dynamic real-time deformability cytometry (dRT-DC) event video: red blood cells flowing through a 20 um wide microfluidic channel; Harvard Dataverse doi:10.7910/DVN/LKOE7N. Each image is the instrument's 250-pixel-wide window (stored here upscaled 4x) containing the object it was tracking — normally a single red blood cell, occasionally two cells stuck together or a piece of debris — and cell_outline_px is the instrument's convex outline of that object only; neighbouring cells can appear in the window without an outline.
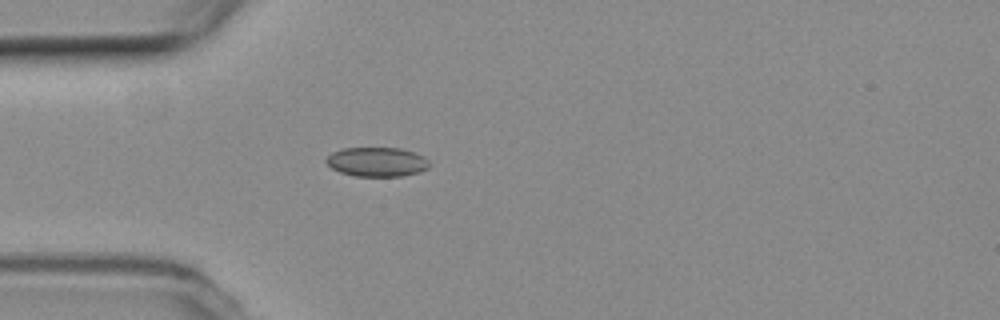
{"species": "common noctule bat (a hibernating species)", "species_latin": "Nyctalus noctula", "temperature_condition": "room temperature", "stored_images_in_passage": 30, "camera_frame_rate_fps": 3000, "um_per_image_px": 0.085, "animal": {"sex": "female", "body_mass_g": 19.3, "forearm_length_mm": 54.1}, "frame": {"image": 1, "passage_image": 1, "time_ms": 0.0, "image_size_px": [1000, 320], "cell_outline_px": [[428, 168], [420, 172], [400, 176], [352, 176], [340, 172], [332, 168], [324, 160], [332, 152], [340, 148], [400, 148], [424, 156], [428, 160]], "centroid_in_image_um": [32.01, 13.76], "position_along_channel_um": 53.0, "area_um2": 17.63}}
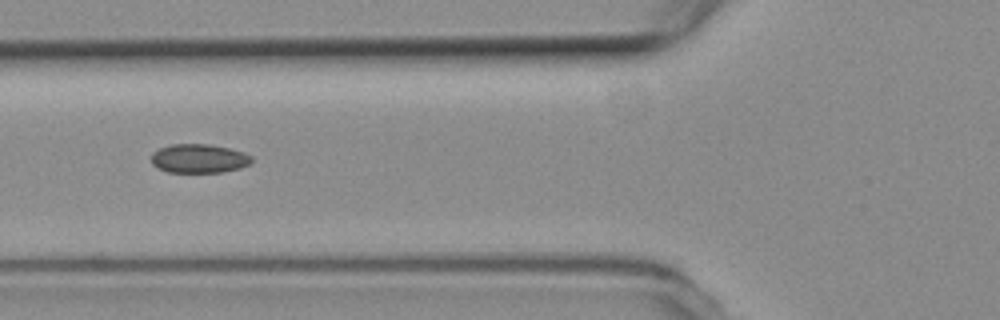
{"frame": {"image": 2, "passage_image": 6, "time_ms": 1.667, "image_size_px": [1000, 320], "cell_outline_px": [[252, 160], [248, 164], [240, 168], [224, 172], [168, 172], [156, 168], [152, 164], [152, 152], [160, 148], [172, 144], [208, 144], [228, 148], [244, 152], [252, 156]], "centroid_in_image_um": [16.9, 13.48], "position_along_channel_um": 108.9, "area_um2": 16.94}}